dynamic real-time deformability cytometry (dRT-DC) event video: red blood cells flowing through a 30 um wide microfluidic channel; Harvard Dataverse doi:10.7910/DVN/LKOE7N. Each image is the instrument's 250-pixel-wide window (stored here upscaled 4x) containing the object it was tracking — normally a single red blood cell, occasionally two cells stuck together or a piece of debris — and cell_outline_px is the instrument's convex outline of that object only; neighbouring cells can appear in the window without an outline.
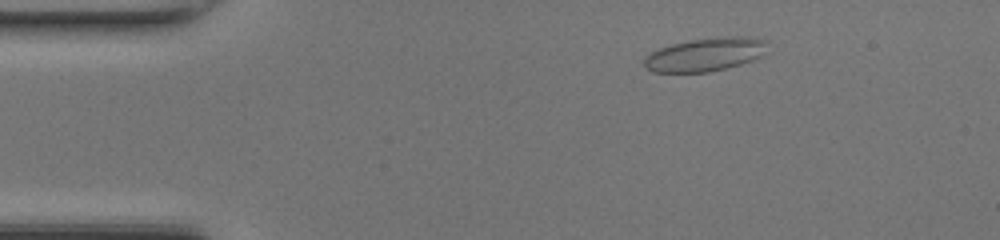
{"species": "common noctule bat (a hibernating species)", "species_latin": "Nyctalus noctula", "temperature_condition": "room temperature", "stored_images_in_passage": 44, "camera_frame_rate_fps": 3000, "um_per_image_px": 0.085, "animal": {"sex": "female", "body_mass_g": 17.0, "forearm_length_mm": 48.0}, "frame": {"image": 1, "passage_image": 4, "time_ms": 1.0, "image_size_px": [1000, 240], "cell_outline_px": [[768, 40], [760, 56], [752, 60], [740, 64], [708, 72], [652, 72], [644, 68], [644, 56], [660, 48], [672, 44], [692, 40], [728, 36], [748, 36]], "centroid_in_image_um": [59.91, 4.63], "position_along_channel_um": 25.1, "area_um2": 23.76}}
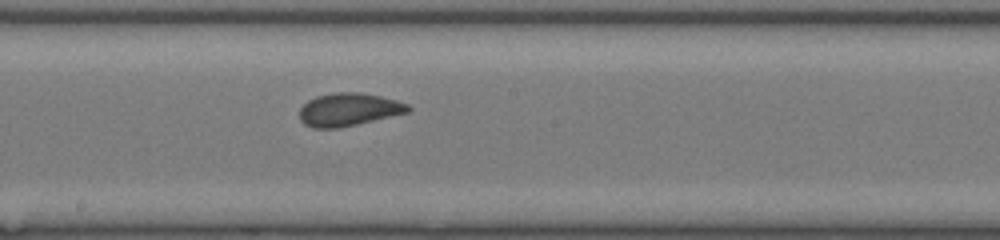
{"frame": {"image": 2, "passage_image": 22, "time_ms": 7.0, "image_size_px": [1000, 240], "cell_outline_px": [[412, 108], [408, 112], [356, 124], [336, 128], [312, 128], [304, 124], [300, 120], [300, 108], [308, 100], [316, 96], [336, 92], [360, 92], [380, 96], [396, 100], [408, 104]], "centroid_in_image_um": [29.62, 9.3], "position_along_channel_um": 218.6, "area_um2": 20.69}}
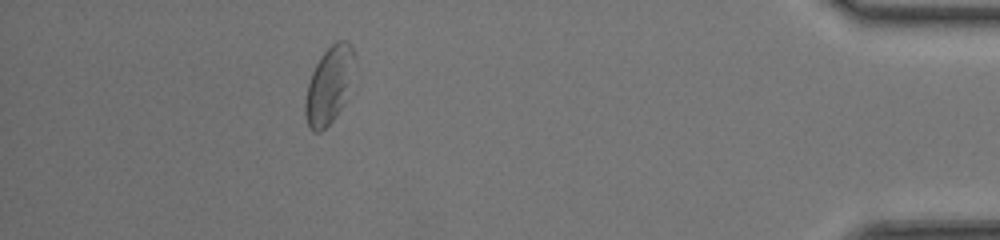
{"frame": {"image": 3, "passage_image": 39, "time_ms": 12.667, "image_size_px": [1000, 240], "cell_outline_px": [[352, 56], [340, 108], [332, 120], [320, 132], [312, 132], [308, 124], [304, 112], [304, 100], [308, 84], [312, 72], [320, 56], [336, 40], [348, 40], [352, 48]], "centroid_in_image_um": [27.84, 7.25], "position_along_channel_um": 407.4, "area_um2": 20.46}, "authors_computed_cell_mechanics": {"area_um2": 20.7502, "velocity_mm_per_s": 4.3501, "shape_relaxation_time_tau1_ms": 3.5448, "shape_relaxation_time_tau2_ms": 0.7708, "deformation_change_tau1": 0.1047, "deformation_change_tau2": 0.0653}}